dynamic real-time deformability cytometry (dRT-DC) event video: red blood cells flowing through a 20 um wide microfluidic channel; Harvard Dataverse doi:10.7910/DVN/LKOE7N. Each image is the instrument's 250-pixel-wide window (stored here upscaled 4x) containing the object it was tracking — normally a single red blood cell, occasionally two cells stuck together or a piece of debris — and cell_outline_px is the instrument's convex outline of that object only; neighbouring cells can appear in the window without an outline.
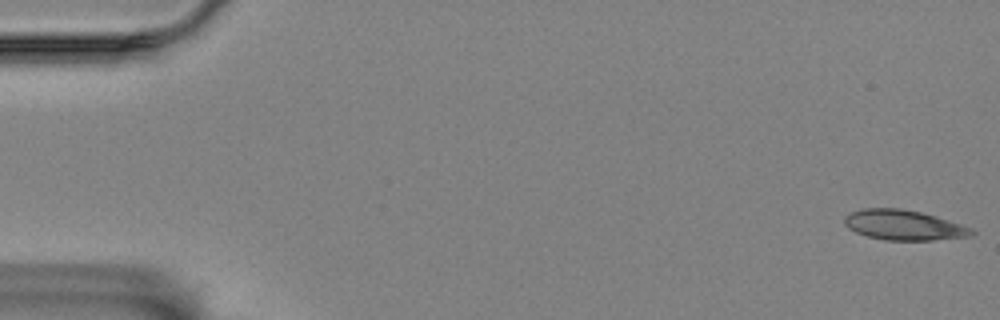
{"species": "Egyptian fruit bat (a non-hibernating species)", "species_latin": "Rousettus aegyptiacus", "temperature_condition": "room temperature", "stored_images_in_passage": 58, "camera_frame_rate_fps": 3000, "um_per_image_px": 0.085, "animal": {"sex": "female"}, "frame": {"image": 1, "passage_image": 1, "time_ms": 0.0, "image_size_px": [1000, 320], "cell_outline_px": [[976, 232], [972, 236], [932, 240], [884, 240], [868, 236], [856, 232], [848, 228], [844, 224], [844, 216], [852, 212], [864, 208], [900, 208], [920, 212], [936, 216], [972, 228]], "centroid_in_image_um": [76.82, 19.13], "position_along_channel_um": 8.2, "area_um2": 22.25}}
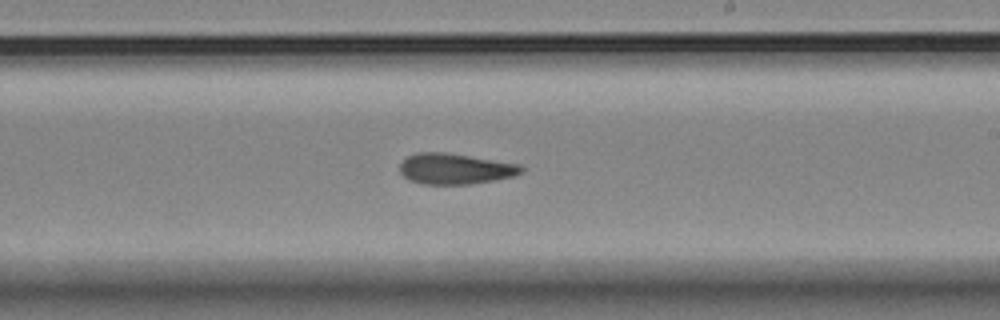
{"frame": {"image": 2, "passage_image": 34, "time_ms": 11.0, "image_size_px": [1000, 320], "cell_outline_px": [[524, 172], [512, 176], [492, 180], [468, 184], [424, 184], [408, 180], [400, 172], [400, 160], [416, 152], [444, 152], [520, 164], [524, 168]], "centroid_in_image_um": [38.65, 14.34], "position_along_channel_um": 250.4, "area_um2": 21.73}}
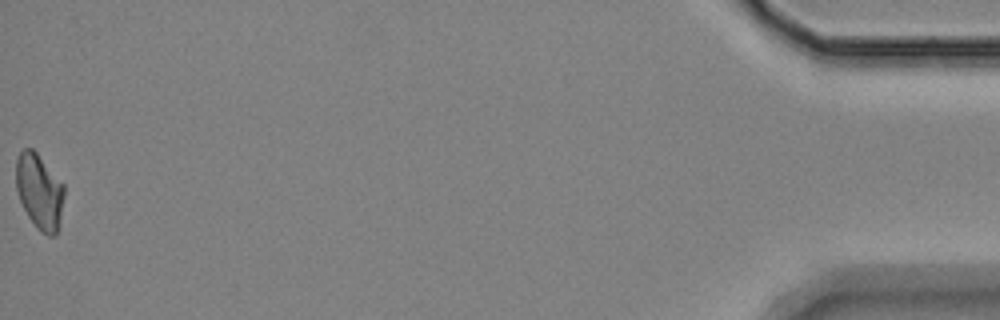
{"frame": {"image": 3, "passage_image": 58, "time_ms": 19.0, "image_size_px": [1000, 320], "cell_outline_px": [[64, 196], [56, 236], [48, 236], [36, 228], [28, 216], [20, 200], [16, 188], [16, 160], [20, 152], [24, 148], [32, 148], [36, 152], [64, 184]], "centroid_in_image_um": [3.35, 16.27], "position_along_channel_um": 431.9, "area_um2": 20.98}, "authors_computed_cell_mechanics": {"area_um2": 21.9351, "velocity_mm_per_s": 3.4482, "shape_relaxation_time_tau1_ms": null, "shape_relaxation_time_tau2_ms": 6.9978, "deformation_change_tau1": null, "deformation_change_tau2": 0.1509}}